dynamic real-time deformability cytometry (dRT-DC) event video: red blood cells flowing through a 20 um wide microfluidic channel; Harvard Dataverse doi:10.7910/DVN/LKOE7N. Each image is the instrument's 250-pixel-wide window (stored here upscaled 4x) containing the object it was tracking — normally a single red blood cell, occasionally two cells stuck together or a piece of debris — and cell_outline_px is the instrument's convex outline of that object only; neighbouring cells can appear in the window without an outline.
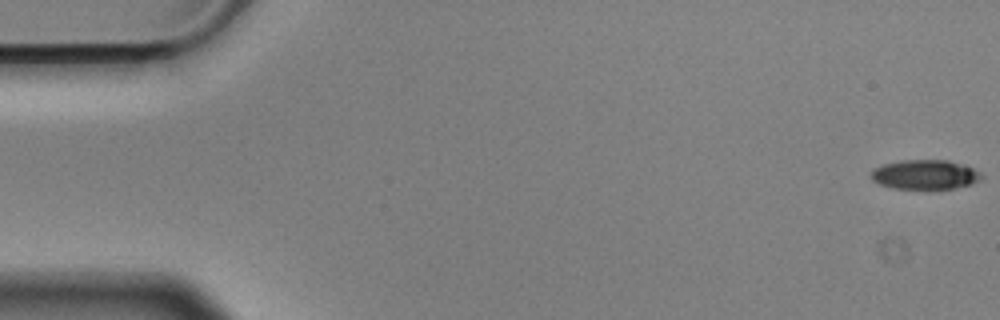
{"species": "Egyptian fruit bat (a non-hibernating species)", "species_latin": "Rousettus aegyptiacus", "temperature_condition": "cold", "stored_images_in_passage": 16, "camera_frame_rate_fps": 3000, "um_per_image_px": 0.085, "animal": {"sex": "male"}, "frame": {"image": 1, "passage_image": 1, "time_ms": 0.0, "image_size_px": [1000, 320], "cell_outline_px": [[984, 176], [980, 180], [972, 184], [956, 188], [892, 188], [880, 184], [872, 180], [872, 168], [884, 164], [900, 160], [948, 160], [972, 168], [980, 172]], "centroid_in_image_um": [78.63, 14.83], "position_along_channel_um": 6.4, "area_um2": 18.84}}
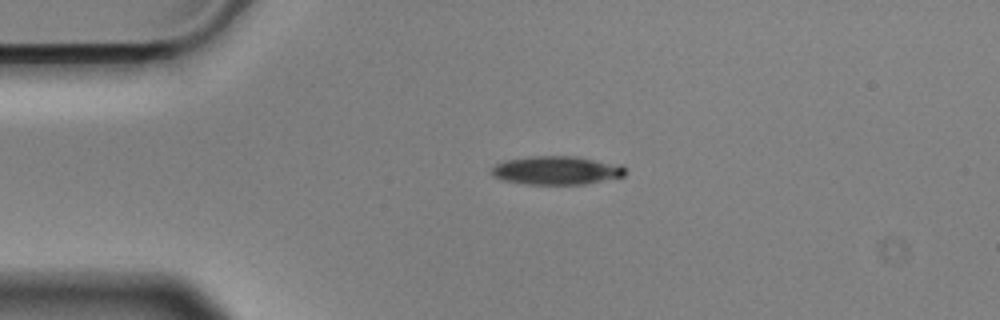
{"frame": {"image": 2, "passage_image": 13, "time_ms": 4.0, "image_size_px": [1000, 320], "cell_outline_px": [[628, 168], [624, 176], [584, 184], [528, 184], [504, 180], [492, 176], [492, 168], [496, 164], [504, 160], [528, 156], [576, 156], [624, 164]], "centroid_in_image_um": [47.37, 14.46], "position_along_channel_um": 37.6, "area_um2": 22.48}}